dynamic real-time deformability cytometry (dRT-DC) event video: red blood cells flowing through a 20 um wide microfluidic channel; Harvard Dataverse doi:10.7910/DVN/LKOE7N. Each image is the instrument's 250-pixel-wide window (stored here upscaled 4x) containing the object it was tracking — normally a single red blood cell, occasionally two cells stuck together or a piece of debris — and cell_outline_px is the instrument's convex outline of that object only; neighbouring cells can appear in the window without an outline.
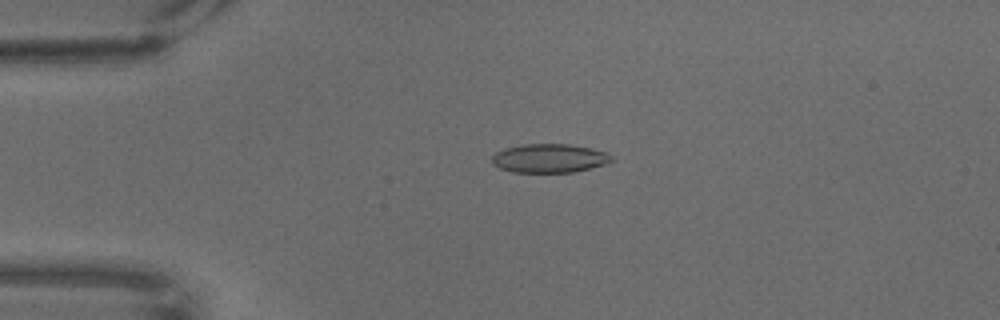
{"species": "common noctule bat (a hibernating species)", "species_latin": "Nyctalus noctula", "temperature_condition": "warm", "stored_images_in_passage": 69, "camera_frame_rate_fps": 3000, "um_per_image_px": 0.085, "animal": {"sex": "male", "body_mass_g": 18.8}, "frame": {"image": 1, "passage_image": 16, "time_ms": 5.0, "image_size_px": [1000, 320], "cell_outline_px": [[612, 160], [604, 164], [572, 172], [512, 172], [500, 168], [492, 164], [492, 156], [496, 152], [504, 148], [520, 144], [568, 144], [588, 148], [604, 152], [612, 156]], "centroid_in_image_um": [46.62, 13.45], "position_along_channel_um": 38.4, "area_um2": 19.83}}
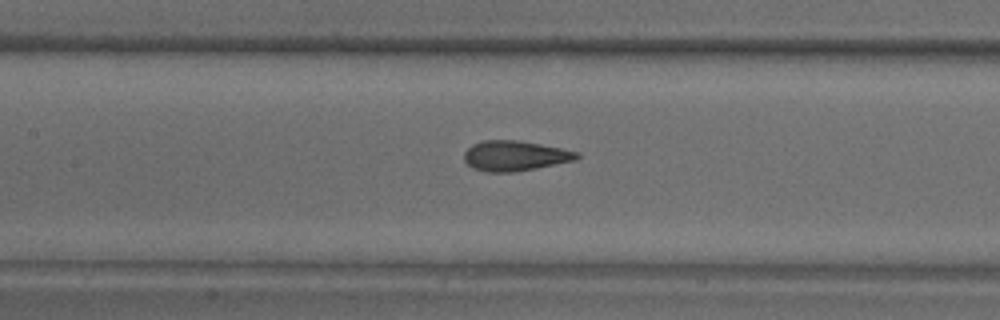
{"frame": {"image": 2, "passage_image": 32, "time_ms": 10.333, "image_size_px": [1000, 320], "cell_outline_px": [[580, 156], [576, 160], [516, 172], [484, 172], [472, 168], [464, 160], [464, 152], [472, 144], [484, 140], [520, 140], [580, 152]], "centroid_in_image_um": [43.76, 13.24], "position_along_channel_um": 163.6, "area_um2": 19.94}}
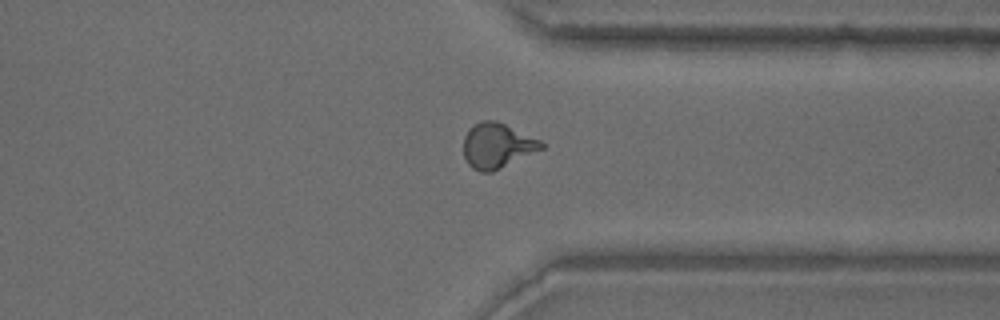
{"frame": {"image": 3, "passage_image": 53, "time_ms": 17.333, "image_size_px": [1000, 320], "cell_outline_px": [[544, 148], [492, 172], [480, 172], [472, 168], [468, 164], [464, 156], [464, 136], [472, 124], [480, 120], [496, 120], [540, 140], [544, 144]], "centroid_in_image_um": [42.23, 12.37], "position_along_channel_um": 369.2, "area_um2": 20.4}}